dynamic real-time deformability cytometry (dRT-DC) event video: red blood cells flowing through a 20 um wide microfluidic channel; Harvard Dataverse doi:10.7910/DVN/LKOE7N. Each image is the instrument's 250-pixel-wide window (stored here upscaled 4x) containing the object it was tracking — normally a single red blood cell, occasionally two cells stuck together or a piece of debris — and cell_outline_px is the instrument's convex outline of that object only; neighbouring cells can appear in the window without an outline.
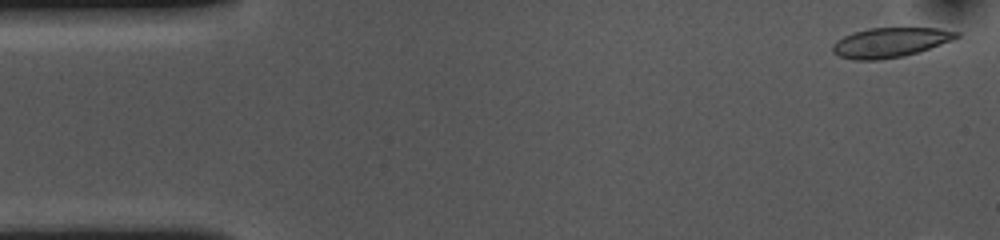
{"species": "common noctule bat (a hibernating species)", "species_latin": "Nyctalus noctula", "temperature_condition": "cold", "stored_images_in_passage": 11, "camera_frame_rate_fps": 3000, "um_per_image_px": 0.085, "animal": {"sex": "female", "body_mass_g": 10.0, "forearm_length_mm": 53.1}, "frame": {"image": 1, "passage_image": 1, "time_ms": 0.0, "image_size_px": [1000, 240], "cell_outline_px": [[960, 36], [952, 40], [904, 56], [880, 60], [852, 60], [840, 56], [832, 52], [832, 44], [836, 40], [852, 32], [868, 28], [936, 28], [960, 32]], "centroid_in_image_um": [75.61, 3.61], "position_along_channel_um": 9.4, "area_um2": 21.39}}